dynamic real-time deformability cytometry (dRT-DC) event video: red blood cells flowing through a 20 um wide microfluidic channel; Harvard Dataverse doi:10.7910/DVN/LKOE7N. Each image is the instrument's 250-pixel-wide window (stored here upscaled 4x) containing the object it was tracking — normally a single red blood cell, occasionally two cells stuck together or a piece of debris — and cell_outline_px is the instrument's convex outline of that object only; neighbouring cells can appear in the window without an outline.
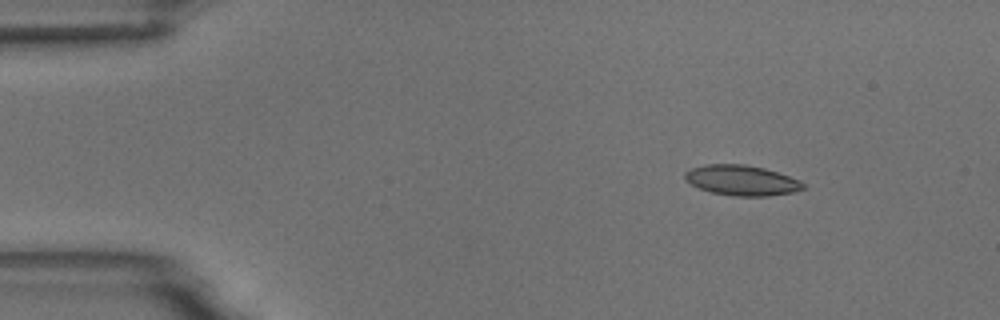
{"species": "common noctule bat (a hibernating species)", "species_latin": "Nyctalus noctula", "temperature_condition": "room temperature", "stored_images_in_passage": 6, "camera_frame_rate_fps": 3000, "um_per_image_px": 0.085, "animal": {"sex": "male", "body_mass_g": 18.8}, "frame": {"image": 1, "passage_image": 3, "time_ms": 2.333, "image_size_px": [1000, 320], "cell_outline_px": [[804, 188], [792, 192], [768, 196], [732, 196], [712, 192], [700, 188], [684, 180], [684, 172], [692, 168], [704, 164], [744, 164], [764, 168], [800, 180], [804, 184]], "centroid_in_image_um": [63.01, 15.32], "position_along_channel_um": 22.0, "area_um2": 20.75}}
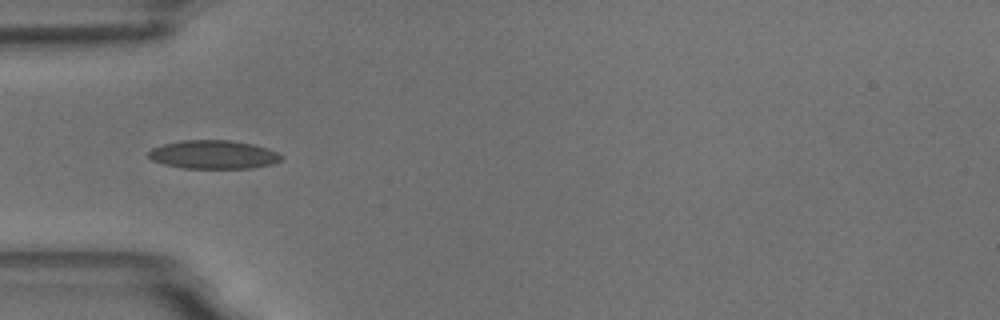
{"frame": {"image": 2, "passage_image": 6, "time_ms": 5.667, "image_size_px": [1000, 320], "cell_outline_px": [[284, 160], [272, 164], [252, 168], [184, 168], [164, 164], [152, 160], [148, 156], [148, 152], [152, 148], [164, 144], [180, 140], [232, 140], [252, 144], [268, 148], [284, 156]], "centroid_in_image_um": [18.18, 13.14], "position_along_channel_um": 66.8, "area_um2": 22.2}}